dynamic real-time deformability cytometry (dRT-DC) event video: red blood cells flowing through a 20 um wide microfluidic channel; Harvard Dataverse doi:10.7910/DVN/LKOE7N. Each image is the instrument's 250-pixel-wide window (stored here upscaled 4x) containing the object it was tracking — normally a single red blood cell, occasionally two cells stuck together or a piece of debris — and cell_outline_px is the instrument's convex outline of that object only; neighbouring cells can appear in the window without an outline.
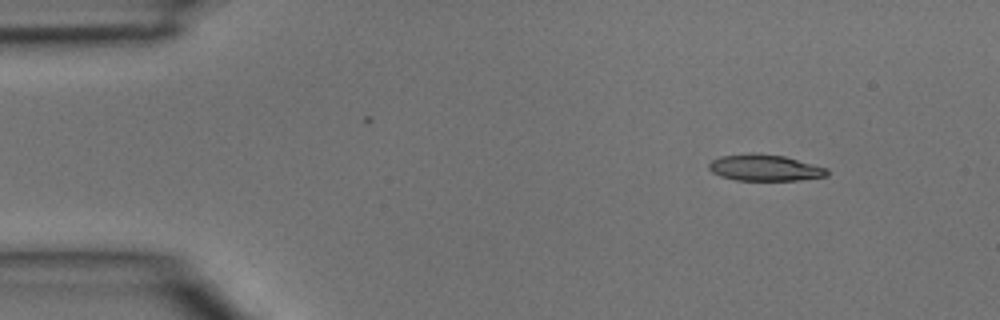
{"species": "common noctule bat (a hibernating species)", "species_latin": "Nyctalus noctula", "temperature_condition": "room temperature", "stored_images_in_passage": 3, "camera_frame_rate_fps": 3000, "um_per_image_px": 0.085, "animal": {"sex": "male", "body_mass_g": 15.6}, "frame": {"image": 1, "passage_image": 1, "time_ms": 0.0, "image_size_px": [1000, 320], "cell_outline_px": [[828, 176], [800, 180], [736, 180], [720, 176], [712, 172], [708, 168], [708, 164], [712, 160], [720, 156], [756, 152], [784, 156], [828, 168]], "centroid_in_image_um": [65.0, 14.25], "position_along_channel_um": 20.0, "area_um2": 18.26}}
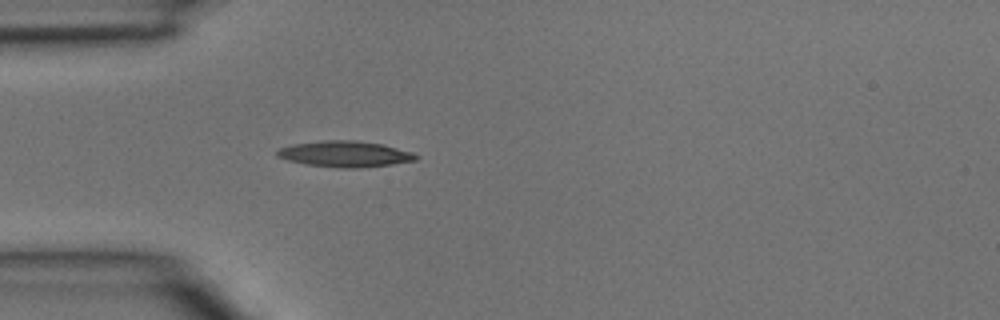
{"frame": {"image": 2, "passage_image": 3, "time_ms": 0.667, "image_size_px": [1000, 320], "cell_outline_px": [[420, 156], [416, 160], [392, 164], [360, 168], [340, 168], [304, 164], [288, 160], [276, 156], [276, 152], [280, 148], [292, 144], [324, 140], [356, 140], [384, 144], [412, 152]], "centroid_in_image_um": [29.33, 13.09], "position_along_channel_um": 55.7, "area_um2": 21.15}}